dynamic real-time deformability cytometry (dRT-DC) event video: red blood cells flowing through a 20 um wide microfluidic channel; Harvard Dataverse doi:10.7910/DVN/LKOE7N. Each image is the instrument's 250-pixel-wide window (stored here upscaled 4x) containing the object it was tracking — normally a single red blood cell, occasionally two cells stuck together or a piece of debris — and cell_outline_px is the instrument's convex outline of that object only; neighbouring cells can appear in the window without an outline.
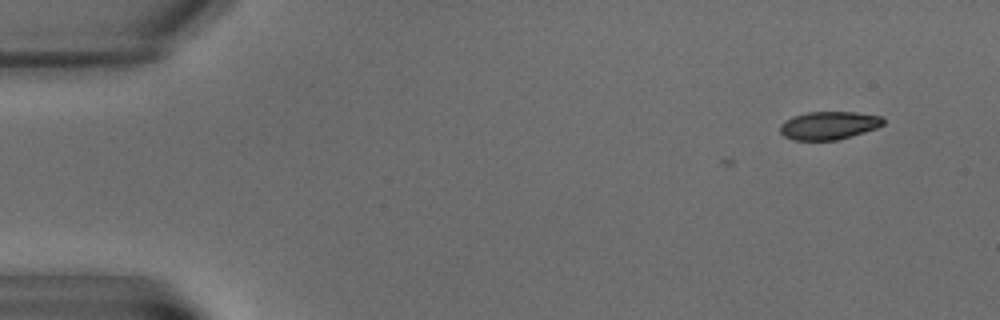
{"species": "common noctule bat (a hibernating species)", "species_latin": "Nyctalus noctula", "temperature_condition": "warm", "stored_images_in_passage": 3, "camera_frame_rate_fps": 3000, "um_per_image_px": 0.085, "animal": {"sex": "male", "body_mass_g": 15.6}, "frame": {"image": 1, "passage_image": 3, "time_ms": 2.333, "image_size_px": [1000, 320], "cell_outline_px": [[884, 124], [876, 128], [864, 132], [836, 140], [792, 140], [784, 136], [780, 132], [780, 124], [784, 120], [792, 116], [808, 112], [856, 112], [880, 116], [884, 120]], "centroid_in_image_um": [70.41, 10.66], "position_along_channel_um": 14.6, "area_um2": 16.88}}